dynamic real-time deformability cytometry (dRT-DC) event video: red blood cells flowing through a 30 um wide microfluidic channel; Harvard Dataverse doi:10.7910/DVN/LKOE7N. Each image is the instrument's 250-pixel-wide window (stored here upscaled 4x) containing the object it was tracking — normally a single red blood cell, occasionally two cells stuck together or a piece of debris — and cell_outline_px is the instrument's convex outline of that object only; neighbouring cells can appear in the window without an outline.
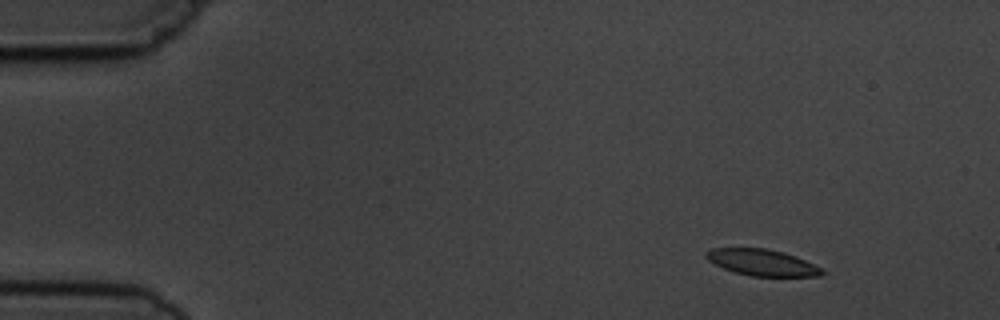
{"species": "common noctule bat (a hibernating species)", "species_latin": "Nyctalus noctula", "temperature_condition": "cold", "stored_images_in_passage": 4, "camera_frame_rate_fps": 3000, "um_per_image_px": 0.085, "animal": {"sex": "male", "body_mass_g": 19.5, "forearm_length_mm": 54.6}, "frame": {"image": 1, "passage_image": 1, "time_ms": 0.0, "image_size_px": [1000, 320], "cell_outline_px": [[824, 272], [820, 276], [752, 276], [736, 272], [724, 268], [708, 260], [704, 256], [704, 252], [712, 248], [768, 248], [784, 252], [796, 256], [824, 268]], "centroid_in_image_um": [64.8, 22.3], "position_along_channel_um": 20.2, "area_um2": 17.86}}
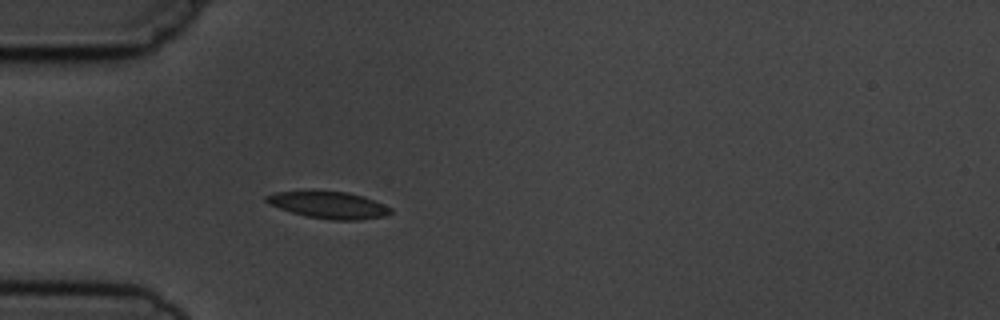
{"frame": {"image": 2, "passage_image": 4, "time_ms": 3.333, "image_size_px": [1000, 320], "cell_outline_px": [[392, 212], [384, 216], [360, 220], [332, 220], [308, 216], [292, 212], [268, 204], [264, 200], [264, 196], [276, 192], [312, 188], [348, 192], [364, 196], [392, 208]], "centroid_in_image_um": [27.89, 17.37], "position_along_channel_um": 57.1, "area_um2": 20.17}}